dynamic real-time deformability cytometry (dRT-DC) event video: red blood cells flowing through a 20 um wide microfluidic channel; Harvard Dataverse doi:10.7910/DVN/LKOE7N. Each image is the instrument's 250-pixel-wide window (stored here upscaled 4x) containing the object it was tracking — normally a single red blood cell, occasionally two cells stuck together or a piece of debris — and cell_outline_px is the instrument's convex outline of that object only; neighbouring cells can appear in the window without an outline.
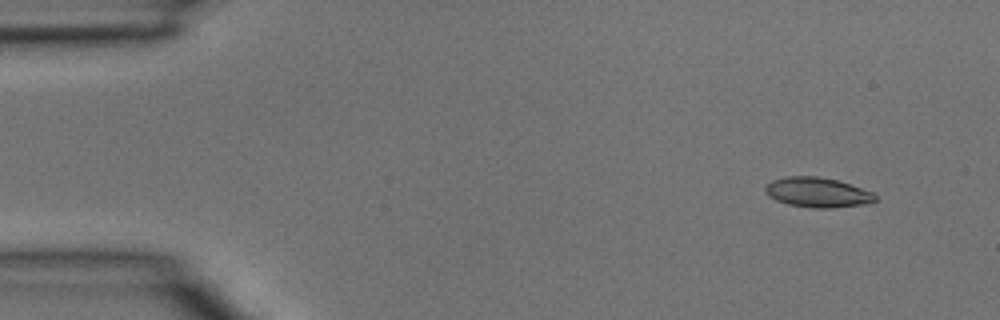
{"species": "common noctule bat (a hibernating species)", "species_latin": "Nyctalus noctula", "temperature_condition": "room temperature", "stored_images_in_passage": 4, "camera_frame_rate_fps": 3000, "um_per_image_px": 0.085, "animal": {"sex": "male", "body_mass_g": 15.6}, "frame": {"image": 1, "passage_image": 1, "time_ms": 0.0, "image_size_px": [1000, 320], "cell_outline_px": [[876, 200], [872, 204], [832, 208], [812, 208], [788, 204], [776, 200], [768, 196], [764, 192], [764, 188], [772, 180], [784, 176], [816, 176], [836, 180], [872, 192], [876, 196]], "centroid_in_image_um": [69.48, 16.37], "position_along_channel_um": 15.5, "area_um2": 19.25}}
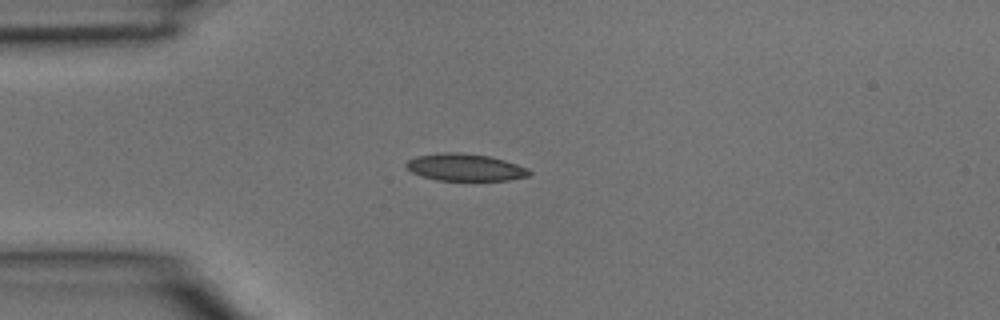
{"frame": {"image": 2, "passage_image": 3, "time_ms": 0.667, "image_size_px": [1000, 320], "cell_outline_px": [[532, 172], [528, 176], [508, 180], [436, 180], [412, 172], [404, 164], [408, 160], [416, 156], [444, 152], [464, 152], [488, 156], [504, 160], [528, 168]], "centroid_in_image_um": [39.54, 14.21], "position_along_channel_um": 45.5, "area_um2": 19.36}}
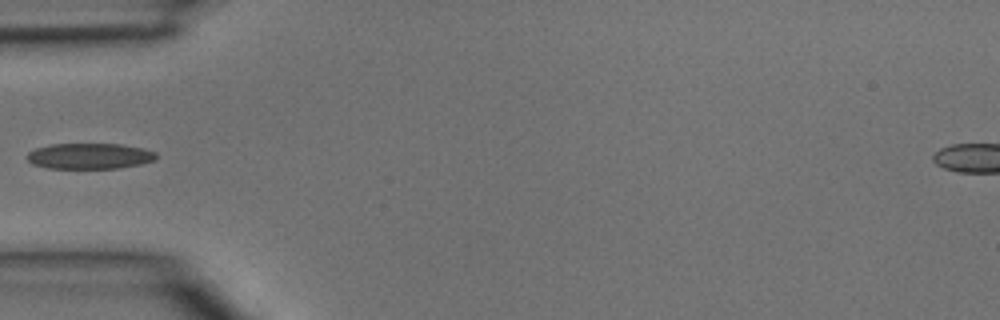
{"frame": {"image": 3, "passage_image": 4, "time_ms": 1.0, "image_size_px": [1000, 320], "cell_outline_px": [[156, 160], [140, 164], [116, 168], [48, 168], [32, 164], [24, 156], [28, 152], [36, 148], [52, 144], [120, 144], [140, 148], [156, 152]], "centroid_in_image_um": [7.57, 13.26], "position_along_channel_um": 77.4, "area_um2": 19.31}}